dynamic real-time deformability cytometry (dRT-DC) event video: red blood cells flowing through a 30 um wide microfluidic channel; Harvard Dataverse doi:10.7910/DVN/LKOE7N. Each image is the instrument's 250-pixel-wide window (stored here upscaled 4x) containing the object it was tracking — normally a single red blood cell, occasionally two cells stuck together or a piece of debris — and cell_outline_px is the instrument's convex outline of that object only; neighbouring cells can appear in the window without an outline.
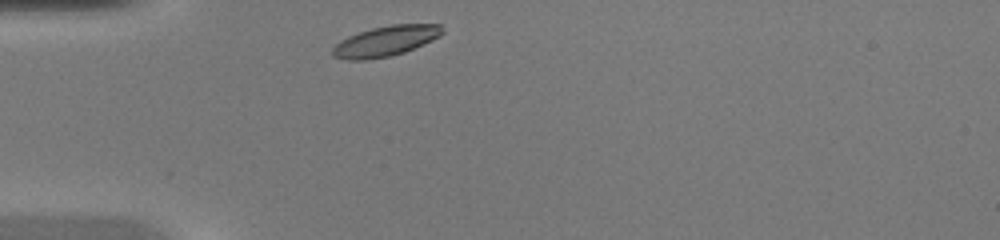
{"species": "common noctule bat (a hibernating species)", "species_latin": "Nyctalus noctula", "temperature_condition": "warm", "stored_images_in_passage": 27, "camera_frame_rate_fps": 3000, "um_per_image_px": 0.085, "animal": {"sex": "female", "body_mass_g": 20.0, "forearm_length_mm": 54.0}, "frame": {"image": 1, "passage_image": 1, "time_ms": 0.0, "image_size_px": [1000, 240], "cell_outline_px": [[444, 32], [440, 36], [432, 40], [404, 52], [388, 56], [364, 60], [348, 60], [332, 56], [328, 52], [340, 40], [348, 36], [372, 28], [392, 24], [440, 24]], "centroid_in_image_um": [32.73, 3.49], "position_along_channel_um": 52.3, "area_um2": 19.36}}
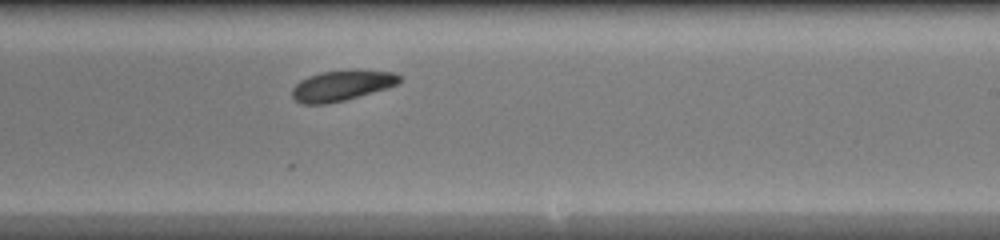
{"frame": {"image": 2, "passage_image": 16, "time_ms": 5.0, "image_size_px": [1000, 240], "cell_outline_px": [[400, 80], [396, 84], [388, 88], [344, 100], [324, 104], [304, 104], [296, 100], [292, 96], [292, 88], [300, 80], [308, 76], [320, 72], [396, 72], [400, 76]], "centroid_in_image_um": [29.0, 7.31], "position_along_channel_um": 260.0, "area_um2": 18.26}}
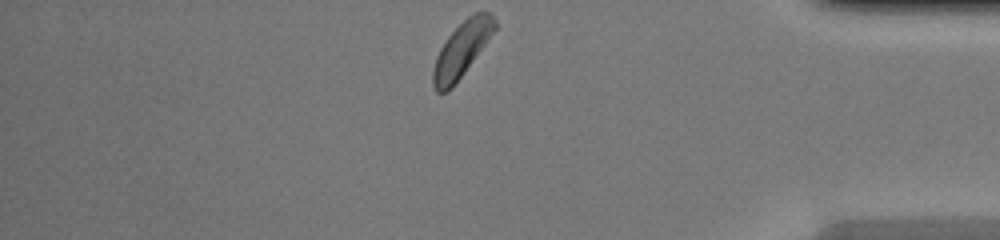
{"frame": {"image": 3, "passage_image": 27, "time_ms": 8.667, "image_size_px": [1000, 240], "cell_outline_px": [[496, 28], [452, 88], [444, 92], [436, 92], [432, 84], [432, 68], [436, 56], [440, 48], [448, 36], [468, 16], [476, 12], [492, 12], [496, 20]], "centroid_in_image_um": [39.21, 4.2], "position_along_channel_um": 396.0, "area_um2": 19.36}}